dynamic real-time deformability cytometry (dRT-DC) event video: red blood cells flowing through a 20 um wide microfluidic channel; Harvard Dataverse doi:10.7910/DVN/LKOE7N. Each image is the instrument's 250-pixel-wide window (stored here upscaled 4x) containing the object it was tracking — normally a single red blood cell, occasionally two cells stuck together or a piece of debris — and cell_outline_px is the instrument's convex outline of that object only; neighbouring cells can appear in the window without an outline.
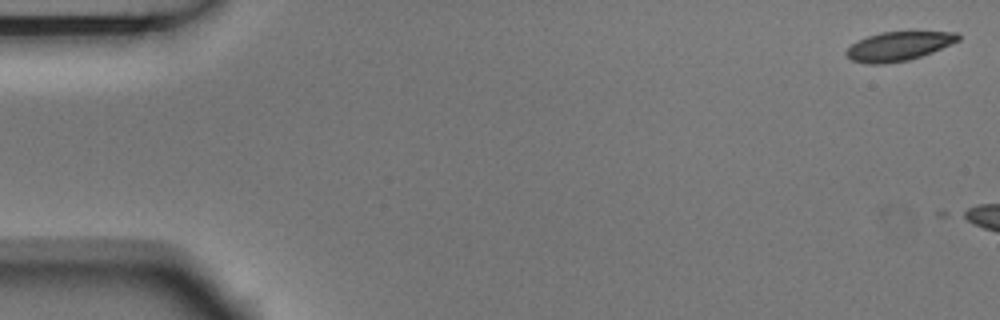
{"species": "Egyptian fruit bat (a non-hibernating species)", "species_latin": "Rousettus aegyptiacus", "temperature_condition": "room temperature", "stored_images_in_passage": 4, "camera_frame_rate_fps": 3000, "um_per_image_px": 0.085, "animal": {"sex": "male"}, "frame": {"image": 1, "passage_image": 1, "time_ms": 0.0, "image_size_px": [1000, 320], "cell_outline_px": [[960, 40], [932, 52], [908, 60], [884, 64], [868, 64], [852, 60], [844, 52], [856, 40], [880, 32], [912, 28], [956, 32], [960, 36]], "centroid_in_image_um": [76.44, 3.85], "position_along_channel_um": 8.6, "area_um2": 19.88}}